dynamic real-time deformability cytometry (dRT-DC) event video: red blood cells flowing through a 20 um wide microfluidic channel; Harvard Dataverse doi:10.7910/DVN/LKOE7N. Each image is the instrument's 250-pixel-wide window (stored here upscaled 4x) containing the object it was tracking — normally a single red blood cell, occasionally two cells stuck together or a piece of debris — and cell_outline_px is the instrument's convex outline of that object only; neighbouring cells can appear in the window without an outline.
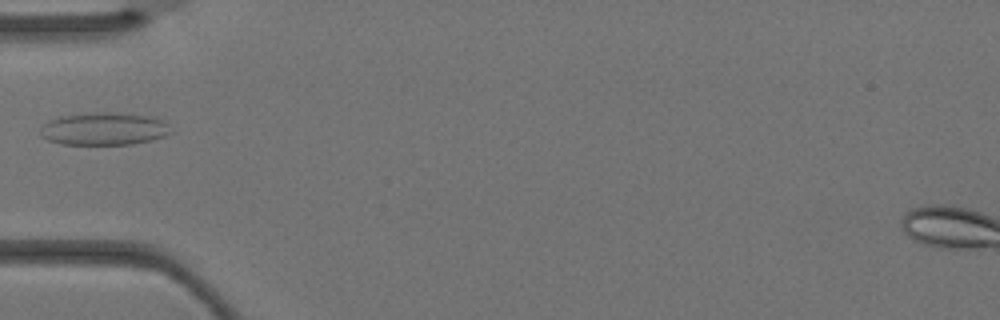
{"species": "Egyptian fruit bat (a non-hibernating species)", "species_latin": "Rousettus aegyptiacus", "temperature_condition": "warm", "stored_images_in_passage": 2, "camera_frame_rate_fps": 3000, "um_per_image_px": 0.085, "animal": {"sex": "female"}, "frame": {"image": 1, "passage_image": 2, "time_ms": 0.333, "image_size_px": [1000, 320], "cell_outline_px": [[176, 132], [152, 140], [132, 144], [60, 144], [48, 140], [40, 136], [40, 128], [44, 124], [52, 120], [64, 116], [152, 116], [164, 120]], "centroid_in_image_um": [8.91, 11.03], "position_along_channel_um": 76.1, "area_um2": 23.47}}